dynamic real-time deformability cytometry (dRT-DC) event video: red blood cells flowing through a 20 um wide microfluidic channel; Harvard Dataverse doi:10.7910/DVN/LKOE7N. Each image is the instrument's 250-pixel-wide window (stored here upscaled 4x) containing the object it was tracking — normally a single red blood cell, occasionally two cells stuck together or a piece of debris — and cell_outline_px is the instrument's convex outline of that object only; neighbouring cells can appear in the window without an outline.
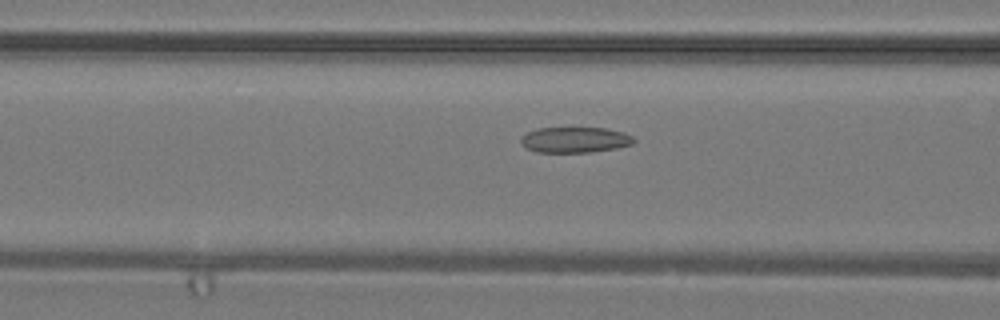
{"species": "common noctule bat (a hibernating species)", "species_latin": "Nyctalus noctula", "temperature_condition": "warm", "stored_images_in_passage": 29, "camera_frame_rate_fps": 3000, "um_per_image_px": 0.085, "animal": {"sex": "male", "body_mass_g": 19.2, "forearm_length_mm": 51.8}, "frame": {"image": 1, "passage_image": 13, "time_ms": 4.0, "image_size_px": [1000, 320], "cell_outline_px": [[636, 140], [632, 144], [616, 148], [588, 152], [536, 152], [524, 148], [520, 140], [520, 136], [536, 128], [604, 128], [624, 132], [632, 136]], "centroid_in_image_um": [48.83, 11.88], "position_along_channel_um": 117.8, "area_um2": 16.94}}
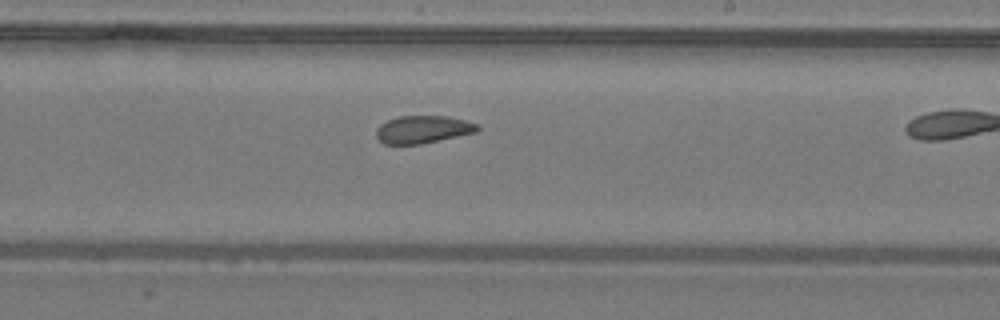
{"frame": {"image": 2, "passage_image": 21, "time_ms": 6.667, "image_size_px": [1000, 320], "cell_outline_px": [[480, 128], [476, 132], [420, 144], [384, 144], [376, 136], [376, 128], [380, 124], [396, 116], [448, 116], [464, 120], [476, 124]], "centroid_in_image_um": [35.91, 10.99], "position_along_channel_um": 253.1, "area_um2": 16.18}}